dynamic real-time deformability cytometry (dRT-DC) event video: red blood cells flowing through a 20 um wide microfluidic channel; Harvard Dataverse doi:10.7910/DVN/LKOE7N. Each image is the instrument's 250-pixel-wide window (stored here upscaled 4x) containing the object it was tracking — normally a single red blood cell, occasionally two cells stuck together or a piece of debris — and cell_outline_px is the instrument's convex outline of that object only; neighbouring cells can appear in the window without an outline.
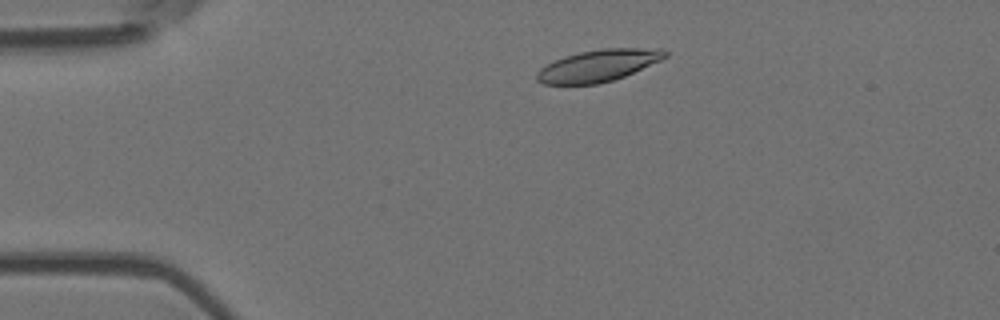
{"species": "Egyptian fruit bat (a non-hibernating species)", "species_latin": "Rousettus aegyptiacus", "temperature_condition": "room temperature", "stored_images_in_passage": 4, "camera_frame_rate_fps": 3000, "um_per_image_px": 0.085, "animal": {"sex": "female"}, "frame": {"image": 1, "passage_image": 2, "time_ms": 0.333, "image_size_px": [1000, 320], "cell_outline_px": [[668, 56], [660, 60], [624, 76], [612, 80], [596, 84], [544, 84], [536, 80], [536, 72], [540, 68], [564, 56], [580, 52], [604, 48], [660, 48], [668, 52]], "centroid_in_image_um": [50.85, 5.57], "position_along_channel_um": 34.2, "area_um2": 23.58}}